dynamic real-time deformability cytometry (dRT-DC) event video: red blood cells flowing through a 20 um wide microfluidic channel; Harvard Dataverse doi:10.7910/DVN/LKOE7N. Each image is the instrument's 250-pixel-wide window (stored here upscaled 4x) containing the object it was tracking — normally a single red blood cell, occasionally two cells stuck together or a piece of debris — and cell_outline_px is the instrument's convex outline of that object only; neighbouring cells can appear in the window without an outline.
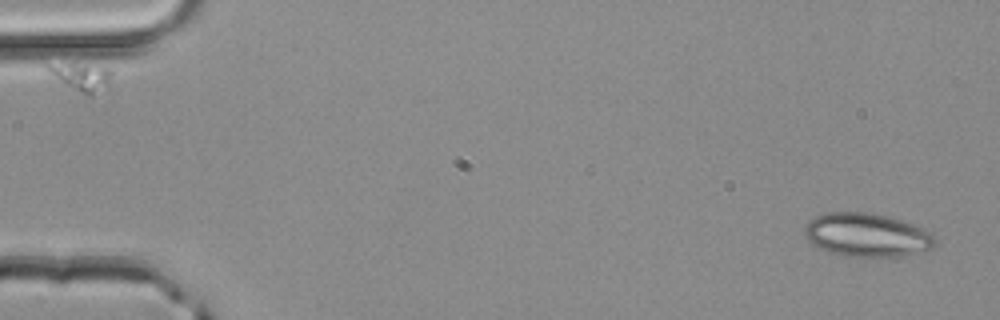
{"species": "common noctule bat (a hibernating species)", "species_latin": "Nyctalus noctula", "temperature_condition": "room temperature", "stored_images_in_passage": 4, "camera_frame_rate_fps": 3000, "um_per_image_px": 0.085, "animal": {"sex": "male", "body_mass_g": 20.4}, "frame": {"image": 1, "passage_image": 1, "time_ms": 0.0, "image_size_px": [1000, 320], "cell_outline_px": [[936, 244], [932, 248], [924, 252], [900, 256], [840, 256], [828, 252], [812, 244], [804, 236], [804, 228], [808, 220], [824, 212], [868, 212], [888, 216], [916, 224], [928, 232], [936, 240]], "centroid_in_image_um": [73.66, 19.97], "position_along_channel_um": 11.3, "area_um2": 33.47}}